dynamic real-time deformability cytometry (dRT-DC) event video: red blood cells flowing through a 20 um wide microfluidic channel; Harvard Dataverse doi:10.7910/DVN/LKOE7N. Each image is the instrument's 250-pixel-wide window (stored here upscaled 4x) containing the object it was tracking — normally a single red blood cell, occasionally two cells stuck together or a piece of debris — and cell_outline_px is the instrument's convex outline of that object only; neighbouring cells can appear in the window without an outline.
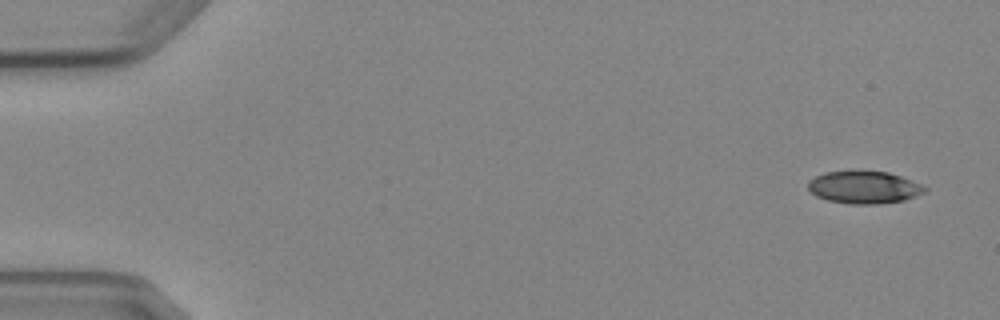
{"species": "Egyptian fruit bat (a non-hibernating species)", "species_latin": "Rousettus aegyptiacus", "temperature_condition": "cold", "stored_images_in_passage": 5, "camera_frame_rate_fps": 3000, "um_per_image_px": 0.085, "animal": {"sex": "female"}, "frame": {"image": 1, "passage_image": 1, "time_ms": 0.0, "image_size_px": [1000, 320], "cell_outline_px": [[928, 192], [904, 200], [880, 204], [852, 204], [828, 200], [816, 196], [808, 188], [808, 180], [824, 172], [888, 172], [924, 184], [928, 188]], "centroid_in_image_um": [73.5, 15.94], "position_along_channel_um": 11.5, "area_um2": 22.02}}
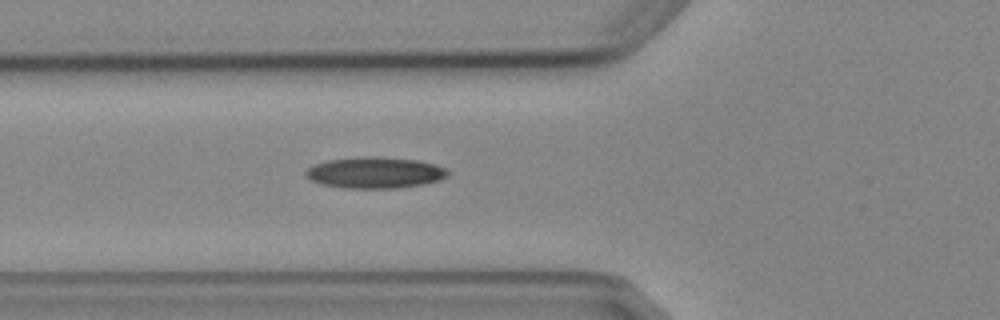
{"frame": {"image": 2, "passage_image": 5, "time_ms": 5.667, "image_size_px": [1000, 320], "cell_outline_px": [[448, 176], [440, 180], [424, 184], [396, 188], [344, 188], [320, 184], [304, 176], [304, 172], [308, 168], [316, 164], [328, 160], [364, 156], [372, 156], [416, 160], [436, 164], [444, 168], [448, 172]], "centroid_in_image_um": [31.86, 14.68], "position_along_channel_um": 93.9, "area_um2": 25.84}}